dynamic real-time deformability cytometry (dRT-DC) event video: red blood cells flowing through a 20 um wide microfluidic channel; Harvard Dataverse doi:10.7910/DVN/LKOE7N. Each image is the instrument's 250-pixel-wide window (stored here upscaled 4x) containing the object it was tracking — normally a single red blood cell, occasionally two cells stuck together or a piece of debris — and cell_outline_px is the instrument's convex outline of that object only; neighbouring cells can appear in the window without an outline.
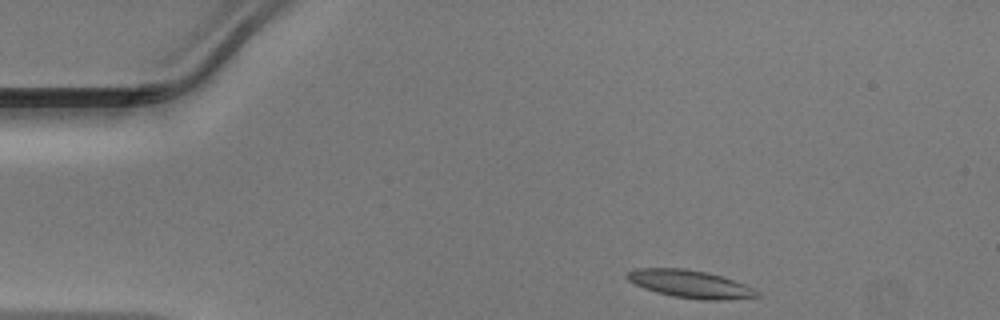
{"species": "Egyptian fruit bat (a non-hibernating species)", "species_latin": "Rousettus aegyptiacus", "temperature_condition": "warm", "stored_images_in_passage": 34, "camera_frame_rate_fps": 3000, "um_per_image_px": 0.085, "animal": {"sex": "male"}, "frame": {"image": 1, "passage_image": 1, "time_ms": 0.0, "image_size_px": [1000, 320], "cell_outline_px": [[760, 296], [720, 300], [700, 300], [672, 296], [656, 292], [644, 288], [628, 280], [624, 276], [628, 272], [636, 268], [684, 268], [704, 272], [720, 276], [744, 284], [760, 292]], "centroid_in_image_um": [58.63, 24.14], "position_along_channel_um": 26.4, "area_um2": 20.75}}
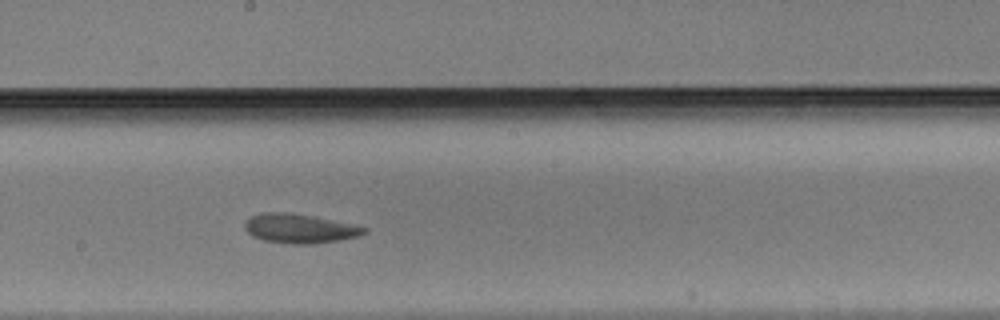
{"frame": {"image": 2, "passage_image": 20, "time_ms": 6.333, "image_size_px": [1000, 320], "cell_outline_px": [[368, 232], [356, 236], [340, 240], [316, 244], [292, 244], [264, 240], [252, 236], [244, 228], [244, 224], [252, 216], [264, 212], [288, 212], [312, 216], [368, 228]], "centroid_in_image_um": [25.45, 19.43], "position_along_channel_um": 222.7, "area_um2": 20.11}}
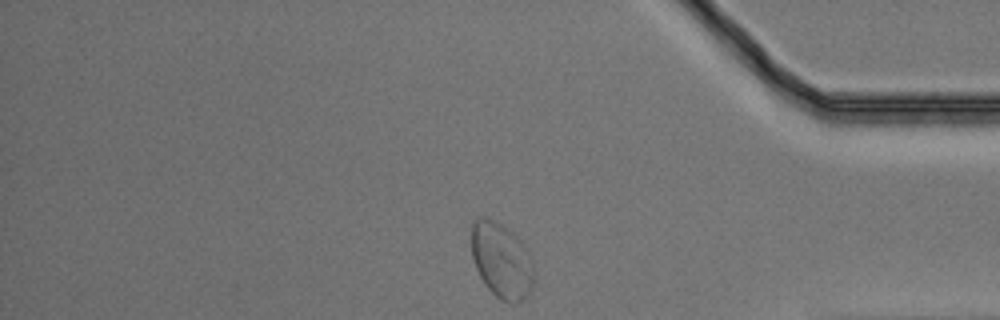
{"frame": {"image": 3, "passage_image": 34, "time_ms": 11.0, "image_size_px": [1000, 320], "cell_outline_px": [[532, 284], [528, 292], [520, 300], [500, 300], [484, 284], [472, 260], [472, 220], [480, 216], [484, 216], [492, 220], [512, 232], [520, 240], [528, 252], [532, 268]], "centroid_in_image_um": [42.57, 22.09], "position_along_channel_um": 392.6, "area_um2": 26.65}}